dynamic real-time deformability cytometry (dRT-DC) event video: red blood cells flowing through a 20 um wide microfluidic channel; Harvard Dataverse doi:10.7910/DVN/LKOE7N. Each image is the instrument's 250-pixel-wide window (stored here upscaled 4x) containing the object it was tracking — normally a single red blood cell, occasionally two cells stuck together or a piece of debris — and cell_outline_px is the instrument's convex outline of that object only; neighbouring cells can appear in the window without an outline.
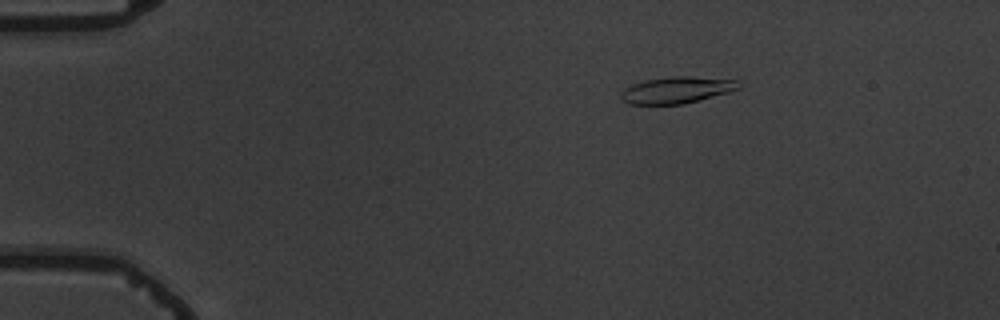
{"species": "common noctule bat (a hibernating species)", "species_latin": "Nyctalus noctula", "temperature_condition": "warm", "stored_images_in_passage": 5, "camera_frame_rate_fps": 3000, "um_per_image_px": 0.085, "animal": {"sex": "male", "body_mass_g": 19.5, "forearm_length_mm": 54.6}, "frame": {"image": 1, "passage_image": 3, "time_ms": 2.333, "image_size_px": [1000, 320], "cell_outline_px": [[740, 88], [728, 92], [684, 104], [628, 104], [620, 100], [620, 92], [624, 88], [632, 84], [644, 80], [672, 76], [692, 76], [740, 80]], "centroid_in_image_um": [57.49, 7.64], "position_along_channel_um": 27.5, "area_um2": 18.44}}